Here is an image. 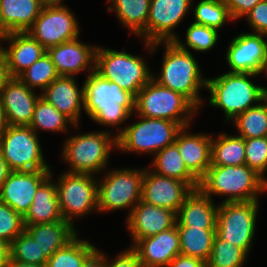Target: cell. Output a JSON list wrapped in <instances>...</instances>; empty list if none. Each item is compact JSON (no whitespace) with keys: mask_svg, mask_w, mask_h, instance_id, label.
Here are the masks:
<instances>
[{"mask_svg":"<svg viewBox=\"0 0 267 267\" xmlns=\"http://www.w3.org/2000/svg\"><path fill=\"white\" fill-rule=\"evenodd\" d=\"M144 43L150 54L160 45H165L161 71L158 75L153 74L152 79L161 86L182 94L199 110L204 101L200 97V90L202 87L206 89L207 78L202 76L193 54L180 49L174 42Z\"/></svg>","mask_w":267,"mask_h":267,"instance_id":"obj_1","label":"cell"},{"mask_svg":"<svg viewBox=\"0 0 267 267\" xmlns=\"http://www.w3.org/2000/svg\"><path fill=\"white\" fill-rule=\"evenodd\" d=\"M84 81L83 110L95 123L122 127L121 124L133 116L135 97L117 83L103 78L96 71L88 74Z\"/></svg>","mask_w":267,"mask_h":267,"instance_id":"obj_2","label":"cell"},{"mask_svg":"<svg viewBox=\"0 0 267 267\" xmlns=\"http://www.w3.org/2000/svg\"><path fill=\"white\" fill-rule=\"evenodd\" d=\"M254 73L226 72L214 78H207L209 104L224 111L225 121L234 120L247 109L258 105L267 97V88L255 84ZM257 103V104H256Z\"/></svg>","mask_w":267,"mask_h":267,"instance_id":"obj_3","label":"cell"},{"mask_svg":"<svg viewBox=\"0 0 267 267\" xmlns=\"http://www.w3.org/2000/svg\"><path fill=\"white\" fill-rule=\"evenodd\" d=\"M199 189L210 198L226 196L221 202L258 201V196L267 191V181L246 164L210 166L200 180Z\"/></svg>","mask_w":267,"mask_h":267,"instance_id":"obj_4","label":"cell"},{"mask_svg":"<svg viewBox=\"0 0 267 267\" xmlns=\"http://www.w3.org/2000/svg\"><path fill=\"white\" fill-rule=\"evenodd\" d=\"M111 134L110 130H101L68 137L61 152L70 167L65 172L92 175L103 172L107 168L111 151L118 148L117 136Z\"/></svg>","mask_w":267,"mask_h":267,"instance_id":"obj_5","label":"cell"},{"mask_svg":"<svg viewBox=\"0 0 267 267\" xmlns=\"http://www.w3.org/2000/svg\"><path fill=\"white\" fill-rule=\"evenodd\" d=\"M199 110L182 94L163 87L151 79L135 97V114L190 126ZM193 117V118H192Z\"/></svg>","mask_w":267,"mask_h":267,"instance_id":"obj_6","label":"cell"},{"mask_svg":"<svg viewBox=\"0 0 267 267\" xmlns=\"http://www.w3.org/2000/svg\"><path fill=\"white\" fill-rule=\"evenodd\" d=\"M124 50L117 51L98 46L95 71L136 97L138 92L152 79L153 73L144 58Z\"/></svg>","mask_w":267,"mask_h":267,"instance_id":"obj_7","label":"cell"},{"mask_svg":"<svg viewBox=\"0 0 267 267\" xmlns=\"http://www.w3.org/2000/svg\"><path fill=\"white\" fill-rule=\"evenodd\" d=\"M139 121L117 127V150L137 154H156L173 144L182 128L178 123L165 119L146 118L138 115Z\"/></svg>","mask_w":267,"mask_h":267,"instance_id":"obj_8","label":"cell"},{"mask_svg":"<svg viewBox=\"0 0 267 267\" xmlns=\"http://www.w3.org/2000/svg\"><path fill=\"white\" fill-rule=\"evenodd\" d=\"M144 172L145 168L108 170L107 174L98 180V212H111L127 208L129 216L132 209L142 199Z\"/></svg>","mask_w":267,"mask_h":267,"instance_id":"obj_9","label":"cell"},{"mask_svg":"<svg viewBox=\"0 0 267 267\" xmlns=\"http://www.w3.org/2000/svg\"><path fill=\"white\" fill-rule=\"evenodd\" d=\"M258 201L220 202L215 235L242 248L248 255L256 231Z\"/></svg>","mask_w":267,"mask_h":267,"instance_id":"obj_10","label":"cell"},{"mask_svg":"<svg viewBox=\"0 0 267 267\" xmlns=\"http://www.w3.org/2000/svg\"><path fill=\"white\" fill-rule=\"evenodd\" d=\"M94 176L64 172L55 181L61 215L64 221L73 226L75 217L82 218L92 211H98V179Z\"/></svg>","mask_w":267,"mask_h":267,"instance_id":"obj_11","label":"cell"},{"mask_svg":"<svg viewBox=\"0 0 267 267\" xmlns=\"http://www.w3.org/2000/svg\"><path fill=\"white\" fill-rule=\"evenodd\" d=\"M38 137L29 126H8L0 139V151L11 171L52 170Z\"/></svg>","mask_w":267,"mask_h":267,"instance_id":"obj_12","label":"cell"},{"mask_svg":"<svg viewBox=\"0 0 267 267\" xmlns=\"http://www.w3.org/2000/svg\"><path fill=\"white\" fill-rule=\"evenodd\" d=\"M79 23L64 4L44 5L33 25L26 31L46 50L79 38Z\"/></svg>","mask_w":267,"mask_h":267,"instance_id":"obj_13","label":"cell"},{"mask_svg":"<svg viewBox=\"0 0 267 267\" xmlns=\"http://www.w3.org/2000/svg\"><path fill=\"white\" fill-rule=\"evenodd\" d=\"M194 0H150L146 25V42H173L178 35L174 29L186 17Z\"/></svg>","mask_w":267,"mask_h":267,"instance_id":"obj_14","label":"cell"},{"mask_svg":"<svg viewBox=\"0 0 267 267\" xmlns=\"http://www.w3.org/2000/svg\"><path fill=\"white\" fill-rule=\"evenodd\" d=\"M267 35L242 32L229 43L226 60L229 72L254 73L260 75L265 59Z\"/></svg>","mask_w":267,"mask_h":267,"instance_id":"obj_15","label":"cell"},{"mask_svg":"<svg viewBox=\"0 0 267 267\" xmlns=\"http://www.w3.org/2000/svg\"><path fill=\"white\" fill-rule=\"evenodd\" d=\"M193 189L178 179L156 174L151 168H145L142 180V200L148 204L167 208L175 212Z\"/></svg>","mask_w":267,"mask_h":267,"instance_id":"obj_16","label":"cell"},{"mask_svg":"<svg viewBox=\"0 0 267 267\" xmlns=\"http://www.w3.org/2000/svg\"><path fill=\"white\" fill-rule=\"evenodd\" d=\"M51 170L11 171L0 189V201L22 216L29 210L38 187Z\"/></svg>","mask_w":267,"mask_h":267,"instance_id":"obj_17","label":"cell"},{"mask_svg":"<svg viewBox=\"0 0 267 267\" xmlns=\"http://www.w3.org/2000/svg\"><path fill=\"white\" fill-rule=\"evenodd\" d=\"M133 247L140 239L159 234L172 228L176 223V213L170 209L144 202L142 199L126 218Z\"/></svg>","mask_w":267,"mask_h":267,"instance_id":"obj_18","label":"cell"},{"mask_svg":"<svg viewBox=\"0 0 267 267\" xmlns=\"http://www.w3.org/2000/svg\"><path fill=\"white\" fill-rule=\"evenodd\" d=\"M98 46L84 44L78 38L49 47L47 53L59 76L76 77L80 71H95ZM92 64V65H91Z\"/></svg>","mask_w":267,"mask_h":267,"instance_id":"obj_19","label":"cell"},{"mask_svg":"<svg viewBox=\"0 0 267 267\" xmlns=\"http://www.w3.org/2000/svg\"><path fill=\"white\" fill-rule=\"evenodd\" d=\"M41 93L23 84L18 78H12L0 93V104L5 112L9 126H29L34 108Z\"/></svg>","mask_w":267,"mask_h":267,"instance_id":"obj_20","label":"cell"},{"mask_svg":"<svg viewBox=\"0 0 267 267\" xmlns=\"http://www.w3.org/2000/svg\"><path fill=\"white\" fill-rule=\"evenodd\" d=\"M132 248L137 252L142 267H167L180 254L176 224L155 236L140 239Z\"/></svg>","mask_w":267,"mask_h":267,"instance_id":"obj_21","label":"cell"},{"mask_svg":"<svg viewBox=\"0 0 267 267\" xmlns=\"http://www.w3.org/2000/svg\"><path fill=\"white\" fill-rule=\"evenodd\" d=\"M189 127L185 126L179 130L174 144L187 169L200 181L211 166L212 137L200 132L192 134L189 132Z\"/></svg>","mask_w":267,"mask_h":267,"instance_id":"obj_22","label":"cell"},{"mask_svg":"<svg viewBox=\"0 0 267 267\" xmlns=\"http://www.w3.org/2000/svg\"><path fill=\"white\" fill-rule=\"evenodd\" d=\"M41 97L67 116L74 125H79L81 109L84 108V85L79 89L75 77L59 76Z\"/></svg>","mask_w":267,"mask_h":267,"instance_id":"obj_23","label":"cell"},{"mask_svg":"<svg viewBox=\"0 0 267 267\" xmlns=\"http://www.w3.org/2000/svg\"><path fill=\"white\" fill-rule=\"evenodd\" d=\"M7 47L0 49L4 53L9 73L12 78H17L24 70L36 62L47 50L27 32H12L4 42Z\"/></svg>","mask_w":267,"mask_h":267,"instance_id":"obj_24","label":"cell"},{"mask_svg":"<svg viewBox=\"0 0 267 267\" xmlns=\"http://www.w3.org/2000/svg\"><path fill=\"white\" fill-rule=\"evenodd\" d=\"M212 199L200 189L193 190L176 214V226L216 229L219 204L215 205Z\"/></svg>","mask_w":267,"mask_h":267,"instance_id":"obj_25","label":"cell"},{"mask_svg":"<svg viewBox=\"0 0 267 267\" xmlns=\"http://www.w3.org/2000/svg\"><path fill=\"white\" fill-rule=\"evenodd\" d=\"M53 175L51 171L50 176L36 190L33 202L23 216L24 226L63 220Z\"/></svg>","mask_w":267,"mask_h":267,"instance_id":"obj_26","label":"cell"},{"mask_svg":"<svg viewBox=\"0 0 267 267\" xmlns=\"http://www.w3.org/2000/svg\"><path fill=\"white\" fill-rule=\"evenodd\" d=\"M76 230L64 220L25 226V231L38 242L47 259L72 241L79 234Z\"/></svg>","mask_w":267,"mask_h":267,"instance_id":"obj_27","label":"cell"},{"mask_svg":"<svg viewBox=\"0 0 267 267\" xmlns=\"http://www.w3.org/2000/svg\"><path fill=\"white\" fill-rule=\"evenodd\" d=\"M43 6L42 0H0V13L11 32H26Z\"/></svg>","mask_w":267,"mask_h":267,"instance_id":"obj_28","label":"cell"},{"mask_svg":"<svg viewBox=\"0 0 267 267\" xmlns=\"http://www.w3.org/2000/svg\"><path fill=\"white\" fill-rule=\"evenodd\" d=\"M109 5L107 10L114 11L120 23L129 34L134 33L137 37L144 38L146 42V25L149 17L150 0H107Z\"/></svg>","mask_w":267,"mask_h":267,"instance_id":"obj_29","label":"cell"},{"mask_svg":"<svg viewBox=\"0 0 267 267\" xmlns=\"http://www.w3.org/2000/svg\"><path fill=\"white\" fill-rule=\"evenodd\" d=\"M149 168L158 175L186 182L193 190L199 189L200 181L187 169L174 143L157 152Z\"/></svg>","mask_w":267,"mask_h":267,"instance_id":"obj_30","label":"cell"},{"mask_svg":"<svg viewBox=\"0 0 267 267\" xmlns=\"http://www.w3.org/2000/svg\"><path fill=\"white\" fill-rule=\"evenodd\" d=\"M211 166L245 165L246 150L244 139L238 135L219 133L211 142Z\"/></svg>","mask_w":267,"mask_h":267,"instance_id":"obj_31","label":"cell"},{"mask_svg":"<svg viewBox=\"0 0 267 267\" xmlns=\"http://www.w3.org/2000/svg\"><path fill=\"white\" fill-rule=\"evenodd\" d=\"M179 231L180 254L207 262L215 237V229L176 226Z\"/></svg>","mask_w":267,"mask_h":267,"instance_id":"obj_32","label":"cell"},{"mask_svg":"<svg viewBox=\"0 0 267 267\" xmlns=\"http://www.w3.org/2000/svg\"><path fill=\"white\" fill-rule=\"evenodd\" d=\"M70 124V125H69ZM72 126L78 128L74 123L63 113L59 112L53 105L43 99L41 96L36 102L33 118L29 127L37 134L38 131L46 132H70L68 127Z\"/></svg>","mask_w":267,"mask_h":267,"instance_id":"obj_33","label":"cell"},{"mask_svg":"<svg viewBox=\"0 0 267 267\" xmlns=\"http://www.w3.org/2000/svg\"><path fill=\"white\" fill-rule=\"evenodd\" d=\"M232 122L243 139L267 137V97L239 114Z\"/></svg>","mask_w":267,"mask_h":267,"instance_id":"obj_34","label":"cell"},{"mask_svg":"<svg viewBox=\"0 0 267 267\" xmlns=\"http://www.w3.org/2000/svg\"><path fill=\"white\" fill-rule=\"evenodd\" d=\"M96 249L87 240H80L78 235L65 247L55 251L45 267H82L86 258Z\"/></svg>","mask_w":267,"mask_h":267,"instance_id":"obj_35","label":"cell"},{"mask_svg":"<svg viewBox=\"0 0 267 267\" xmlns=\"http://www.w3.org/2000/svg\"><path fill=\"white\" fill-rule=\"evenodd\" d=\"M59 77L51 57L46 52L17 78L30 89L43 91Z\"/></svg>","mask_w":267,"mask_h":267,"instance_id":"obj_36","label":"cell"},{"mask_svg":"<svg viewBox=\"0 0 267 267\" xmlns=\"http://www.w3.org/2000/svg\"><path fill=\"white\" fill-rule=\"evenodd\" d=\"M185 42L178 36L173 42L182 50L190 52H206L211 50L219 39V31L215 28L192 23L186 30ZM189 47V49H187Z\"/></svg>","mask_w":267,"mask_h":267,"instance_id":"obj_37","label":"cell"},{"mask_svg":"<svg viewBox=\"0 0 267 267\" xmlns=\"http://www.w3.org/2000/svg\"><path fill=\"white\" fill-rule=\"evenodd\" d=\"M248 254L240 247L219 239L216 235L207 267H242Z\"/></svg>","mask_w":267,"mask_h":267,"instance_id":"obj_38","label":"cell"},{"mask_svg":"<svg viewBox=\"0 0 267 267\" xmlns=\"http://www.w3.org/2000/svg\"><path fill=\"white\" fill-rule=\"evenodd\" d=\"M194 22L199 25L221 29L228 21H233L225 3L200 0L194 7Z\"/></svg>","mask_w":267,"mask_h":267,"instance_id":"obj_39","label":"cell"},{"mask_svg":"<svg viewBox=\"0 0 267 267\" xmlns=\"http://www.w3.org/2000/svg\"><path fill=\"white\" fill-rule=\"evenodd\" d=\"M10 258L23 263L45 266L48 259L43 251L25 230L10 244Z\"/></svg>","mask_w":267,"mask_h":267,"instance_id":"obj_40","label":"cell"},{"mask_svg":"<svg viewBox=\"0 0 267 267\" xmlns=\"http://www.w3.org/2000/svg\"><path fill=\"white\" fill-rule=\"evenodd\" d=\"M246 160L245 164L261 175L266 181L267 177V137L244 139Z\"/></svg>","mask_w":267,"mask_h":267,"instance_id":"obj_41","label":"cell"},{"mask_svg":"<svg viewBox=\"0 0 267 267\" xmlns=\"http://www.w3.org/2000/svg\"><path fill=\"white\" fill-rule=\"evenodd\" d=\"M24 230L23 216L0 201V239L11 244Z\"/></svg>","mask_w":267,"mask_h":267,"instance_id":"obj_42","label":"cell"},{"mask_svg":"<svg viewBox=\"0 0 267 267\" xmlns=\"http://www.w3.org/2000/svg\"><path fill=\"white\" fill-rule=\"evenodd\" d=\"M253 33L267 35V0H262L244 16Z\"/></svg>","mask_w":267,"mask_h":267,"instance_id":"obj_43","label":"cell"},{"mask_svg":"<svg viewBox=\"0 0 267 267\" xmlns=\"http://www.w3.org/2000/svg\"><path fill=\"white\" fill-rule=\"evenodd\" d=\"M106 267H142L137 252L129 247L128 249L121 251L116 258L108 261L106 256Z\"/></svg>","mask_w":267,"mask_h":267,"instance_id":"obj_44","label":"cell"},{"mask_svg":"<svg viewBox=\"0 0 267 267\" xmlns=\"http://www.w3.org/2000/svg\"><path fill=\"white\" fill-rule=\"evenodd\" d=\"M262 0H226L229 13L234 20H238L249 13Z\"/></svg>","mask_w":267,"mask_h":267,"instance_id":"obj_45","label":"cell"},{"mask_svg":"<svg viewBox=\"0 0 267 267\" xmlns=\"http://www.w3.org/2000/svg\"><path fill=\"white\" fill-rule=\"evenodd\" d=\"M167 267H207V263L195 257L178 254Z\"/></svg>","mask_w":267,"mask_h":267,"instance_id":"obj_46","label":"cell"},{"mask_svg":"<svg viewBox=\"0 0 267 267\" xmlns=\"http://www.w3.org/2000/svg\"><path fill=\"white\" fill-rule=\"evenodd\" d=\"M106 255L96 248L84 261L82 267H106Z\"/></svg>","mask_w":267,"mask_h":267,"instance_id":"obj_47","label":"cell"},{"mask_svg":"<svg viewBox=\"0 0 267 267\" xmlns=\"http://www.w3.org/2000/svg\"><path fill=\"white\" fill-rule=\"evenodd\" d=\"M11 79L12 77L9 73L6 57L0 49V93Z\"/></svg>","mask_w":267,"mask_h":267,"instance_id":"obj_48","label":"cell"},{"mask_svg":"<svg viewBox=\"0 0 267 267\" xmlns=\"http://www.w3.org/2000/svg\"><path fill=\"white\" fill-rule=\"evenodd\" d=\"M10 258V244L0 239V267H5Z\"/></svg>","mask_w":267,"mask_h":267,"instance_id":"obj_49","label":"cell"},{"mask_svg":"<svg viewBox=\"0 0 267 267\" xmlns=\"http://www.w3.org/2000/svg\"><path fill=\"white\" fill-rule=\"evenodd\" d=\"M10 172L11 170L9 169L7 162L4 160L0 151V189Z\"/></svg>","mask_w":267,"mask_h":267,"instance_id":"obj_50","label":"cell"},{"mask_svg":"<svg viewBox=\"0 0 267 267\" xmlns=\"http://www.w3.org/2000/svg\"><path fill=\"white\" fill-rule=\"evenodd\" d=\"M12 32L7 28L6 24L4 23V20L2 18V14L0 13V45L4 40L7 38L8 35H10ZM3 40V41H2Z\"/></svg>","mask_w":267,"mask_h":267,"instance_id":"obj_51","label":"cell"},{"mask_svg":"<svg viewBox=\"0 0 267 267\" xmlns=\"http://www.w3.org/2000/svg\"><path fill=\"white\" fill-rule=\"evenodd\" d=\"M8 122L5 115V112L0 104V139L4 135L6 129L8 128Z\"/></svg>","mask_w":267,"mask_h":267,"instance_id":"obj_52","label":"cell"},{"mask_svg":"<svg viewBox=\"0 0 267 267\" xmlns=\"http://www.w3.org/2000/svg\"><path fill=\"white\" fill-rule=\"evenodd\" d=\"M5 267H45V266L31 264V263H23L9 258V261Z\"/></svg>","mask_w":267,"mask_h":267,"instance_id":"obj_53","label":"cell"},{"mask_svg":"<svg viewBox=\"0 0 267 267\" xmlns=\"http://www.w3.org/2000/svg\"><path fill=\"white\" fill-rule=\"evenodd\" d=\"M64 0H42L44 5H55V4H63Z\"/></svg>","mask_w":267,"mask_h":267,"instance_id":"obj_54","label":"cell"},{"mask_svg":"<svg viewBox=\"0 0 267 267\" xmlns=\"http://www.w3.org/2000/svg\"><path fill=\"white\" fill-rule=\"evenodd\" d=\"M261 73H264L266 74L265 76H267V47H266L265 59H264L260 74Z\"/></svg>","mask_w":267,"mask_h":267,"instance_id":"obj_55","label":"cell"},{"mask_svg":"<svg viewBox=\"0 0 267 267\" xmlns=\"http://www.w3.org/2000/svg\"><path fill=\"white\" fill-rule=\"evenodd\" d=\"M209 1L218 2V3H225L226 2V0H209Z\"/></svg>","mask_w":267,"mask_h":267,"instance_id":"obj_56","label":"cell"}]
</instances>
